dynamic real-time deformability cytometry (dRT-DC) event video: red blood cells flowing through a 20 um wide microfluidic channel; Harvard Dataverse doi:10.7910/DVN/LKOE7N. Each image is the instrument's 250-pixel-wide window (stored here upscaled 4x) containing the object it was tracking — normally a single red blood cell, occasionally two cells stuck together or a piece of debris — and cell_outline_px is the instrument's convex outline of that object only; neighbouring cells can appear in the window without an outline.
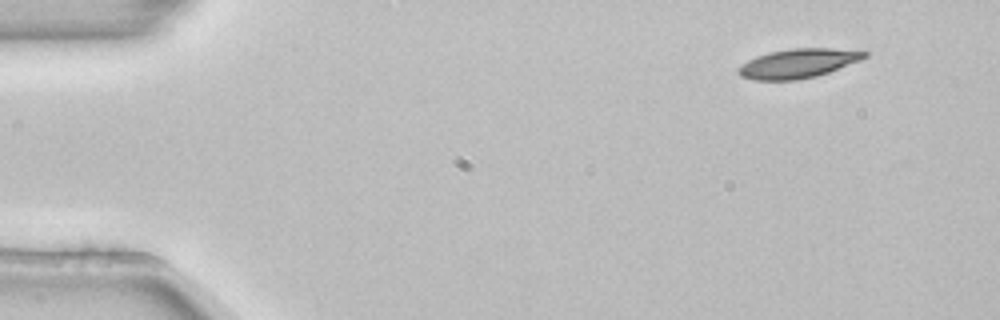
{"species": "common noctule bat (a hibernating species)", "species_latin": "Nyctalus noctula", "temperature_condition": "room temperature", "stored_images_in_passage": 4, "camera_frame_rate_fps": 3000, "um_per_image_px": 0.085, "animal": {"sex": "female", "body_mass_g": 22.7, "forearm_length_mm": 54.2}, "frame": {"image": 1, "passage_image": 1, "time_ms": 0.0, "image_size_px": [1000, 320], "cell_outline_px": [[868, 56], [860, 60], [828, 72], [816, 76], [796, 80], [752, 80], [740, 76], [736, 72], [736, 68], [740, 64], [756, 56], [768, 52], [792, 48], [832, 48], [868, 52]], "centroid_in_image_um": [67.77, 5.39], "position_along_channel_um": 17.2, "area_um2": 21.56}}
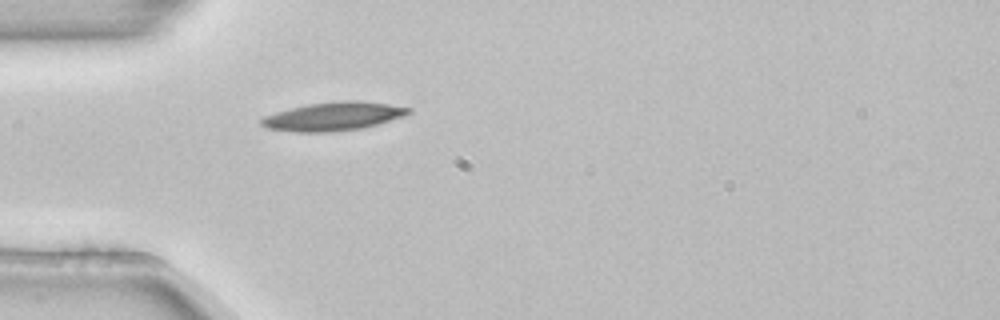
{"frame": {"image": 2, "passage_image": 4, "time_ms": 1.0, "image_size_px": [1000, 320], "cell_outline_px": [[412, 112], [404, 116], [364, 128], [332, 132], [296, 132], [268, 128], [260, 124], [260, 120], [264, 116], [276, 112], [308, 104], [344, 100], [356, 100], [388, 104], [412, 108]], "centroid_in_image_um": [28.36, 9.89], "position_along_channel_um": 56.6, "area_um2": 24.39}}